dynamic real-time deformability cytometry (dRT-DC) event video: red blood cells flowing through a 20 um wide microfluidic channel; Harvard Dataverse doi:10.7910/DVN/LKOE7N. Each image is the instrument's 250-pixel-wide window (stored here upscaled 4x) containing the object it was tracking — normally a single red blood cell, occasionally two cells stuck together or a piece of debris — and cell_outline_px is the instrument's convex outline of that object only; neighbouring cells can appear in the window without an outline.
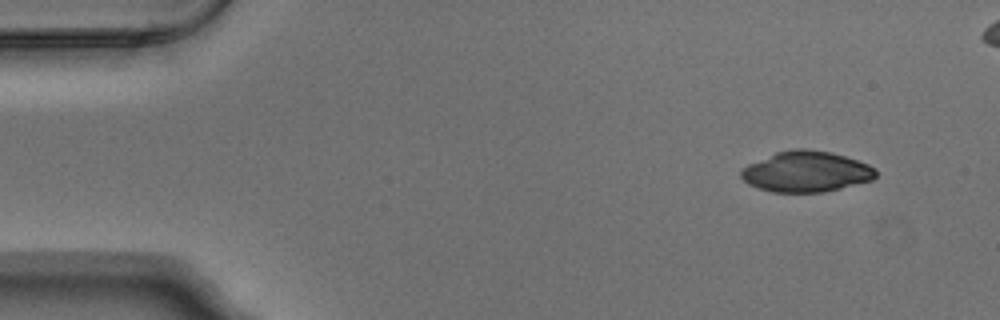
{"species": "Egyptian fruit bat (a non-hibernating species)", "species_latin": "Rousettus aegyptiacus", "temperature_condition": "warm", "stored_images_in_passage": 4, "camera_frame_rate_fps": 3000, "um_per_image_px": 0.085, "animal": {"sex": "male"}, "frame": {"image": 1, "passage_image": 1, "time_ms": 0.0, "image_size_px": [1000, 320], "cell_outline_px": [[876, 176], [872, 180], [824, 192], [772, 192], [748, 184], [740, 176], [740, 168], [748, 164], [776, 152], [796, 148], [808, 148], [828, 152], [844, 156], [868, 164], [876, 168]], "centroid_in_image_um": [68.5, 14.58], "position_along_channel_um": 16.5, "area_um2": 31.91}}